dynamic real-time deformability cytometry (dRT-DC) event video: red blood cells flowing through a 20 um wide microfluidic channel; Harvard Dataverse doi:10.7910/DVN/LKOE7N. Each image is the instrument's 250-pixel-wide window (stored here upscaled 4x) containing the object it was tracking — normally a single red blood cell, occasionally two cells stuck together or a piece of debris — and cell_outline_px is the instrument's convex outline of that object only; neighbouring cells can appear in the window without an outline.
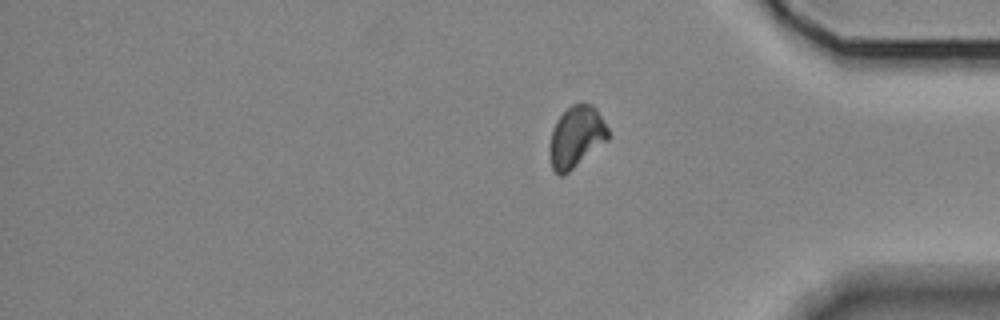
{"species": "Egyptian fruit bat (a non-hibernating species)", "species_latin": "Rousettus aegyptiacus", "temperature_condition": "room temperature", "stored_images_in_passage": 15, "segment_of_instrument_passage": [2, 2], "camera_frame_rate_fps": 3000, "um_per_image_px": 0.085, "animal": {"sex": "female"}, "frame": {"image": 1, "passage_image": 15, "time_ms": 18.333, "image_size_px": [1000, 320], "cell_outline_px": [[608, 140], [564, 176], [560, 176], [552, 168], [548, 148], [552, 128], [556, 120], [572, 104], [580, 100], [592, 104], [596, 108], [608, 128]], "centroid_in_image_um": [48.96, 11.61], "position_along_channel_um": 386.2, "area_um2": 21.27}}